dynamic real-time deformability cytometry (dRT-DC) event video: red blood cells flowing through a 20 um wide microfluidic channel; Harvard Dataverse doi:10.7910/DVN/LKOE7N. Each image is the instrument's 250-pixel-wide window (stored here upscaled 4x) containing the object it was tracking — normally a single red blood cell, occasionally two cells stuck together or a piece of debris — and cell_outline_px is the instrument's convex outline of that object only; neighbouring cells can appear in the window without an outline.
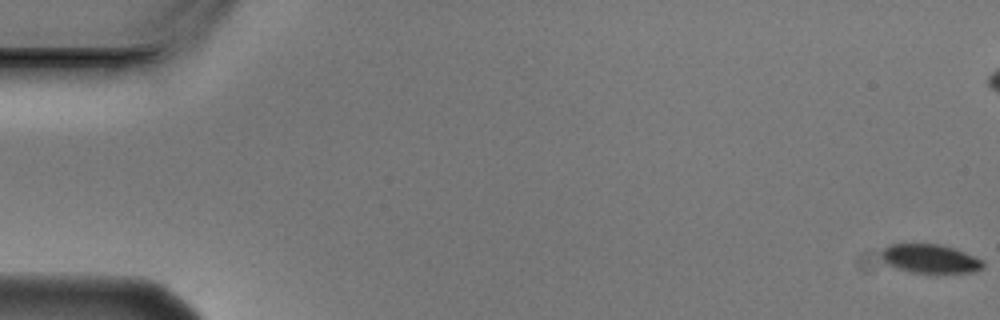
{"species": "Egyptian fruit bat (a non-hibernating species)", "species_latin": "Rousettus aegyptiacus", "temperature_condition": "cold", "stored_images_in_passage": 7, "camera_frame_rate_fps": 3000, "um_per_image_px": 0.085, "animal": {"sex": "male"}, "frame": {"image": 1, "passage_image": 1, "time_ms": 0.0, "image_size_px": [1000, 320], "cell_outline_px": [[984, 268], [976, 272], [936, 276], [912, 272], [896, 268], [888, 264], [884, 260], [880, 252], [888, 244], [940, 244], [964, 252], [984, 260]], "centroid_in_image_um": [79.13, 22.05], "position_along_channel_um": 5.9, "area_um2": 17.86}}
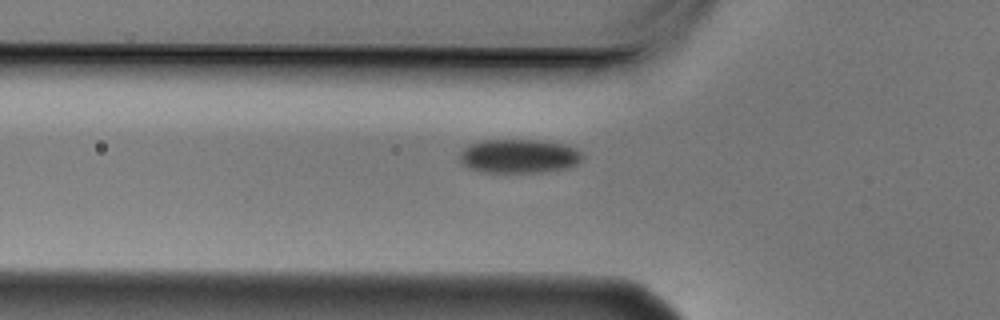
{"frame": {"image": 2, "passage_image": 7, "time_ms": 2.0, "image_size_px": [1000, 320], "cell_outline_px": [[584, 156], [576, 164], [568, 168], [544, 172], [480, 172], [468, 168], [460, 160], [460, 152], [464, 148], [472, 144], [484, 140], [536, 140], [560, 144], [572, 148], [580, 152]], "centroid_in_image_um": [44.08, 13.29], "position_along_channel_um": 81.7, "area_um2": 23.99}}